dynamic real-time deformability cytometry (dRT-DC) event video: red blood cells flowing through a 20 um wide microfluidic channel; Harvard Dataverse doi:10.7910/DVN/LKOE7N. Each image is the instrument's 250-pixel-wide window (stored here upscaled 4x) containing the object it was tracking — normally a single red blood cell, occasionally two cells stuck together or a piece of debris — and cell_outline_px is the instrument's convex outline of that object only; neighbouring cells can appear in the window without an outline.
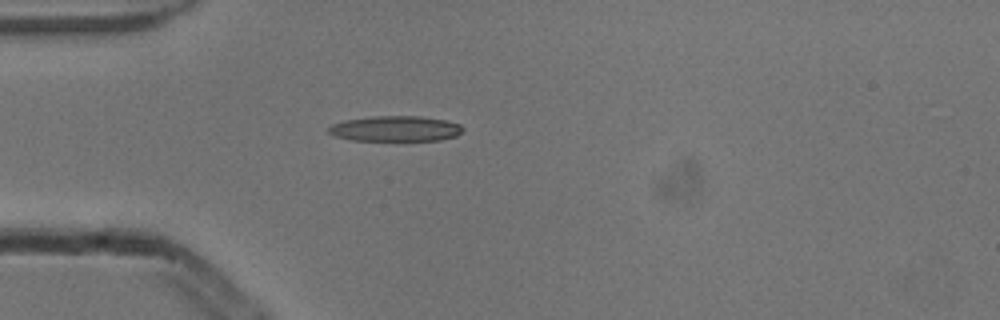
{"species": "common noctule bat (a hibernating species)", "species_latin": "Nyctalus noctula", "temperature_condition": "cold", "stored_images_in_passage": 1, "camera_frame_rate_fps": 3000, "um_per_image_px": 0.085, "animal": {"sex": "male", "body_mass_g": 13.3}, "frame": {"image": 1, "passage_image": 1, "time_ms": 0.0, "image_size_px": [1000, 320], "cell_outline_px": [[464, 128], [456, 136], [440, 140], [352, 140], [336, 136], [328, 132], [328, 128], [332, 124], [344, 120], [372, 116], [420, 116], [448, 120], [460, 124]], "centroid_in_image_um": [33.63, 10.92], "position_along_channel_um": 51.4, "area_um2": 19.88}}